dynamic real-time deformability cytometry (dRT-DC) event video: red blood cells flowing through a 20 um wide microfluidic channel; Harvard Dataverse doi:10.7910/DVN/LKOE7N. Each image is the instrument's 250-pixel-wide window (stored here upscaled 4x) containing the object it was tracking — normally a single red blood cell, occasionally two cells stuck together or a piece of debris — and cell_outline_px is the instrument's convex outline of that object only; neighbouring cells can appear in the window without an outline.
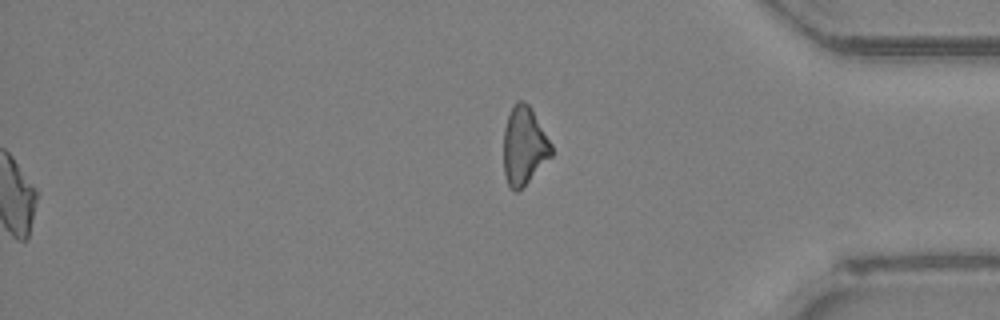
{"species": "Egyptian fruit bat (a non-hibernating species)", "species_latin": "Rousettus aegyptiacus", "temperature_condition": "room temperature", "stored_images_in_passage": 50, "segment_of_instrument_passage": [2, 2], "camera_frame_rate_fps": 3000, "um_per_image_px": 0.085, "animal": {"sex": "female"}, "frame": {"image": 1, "passage_image": 50, "time_ms": 16.333, "image_size_px": [1000, 320], "cell_outline_px": [[552, 156], [516, 192], [508, 184], [504, 176], [504, 128], [508, 116], [516, 100], [524, 100], [532, 108], [552, 144]], "centroid_in_image_um": [44.55, 12.35], "position_along_channel_um": 390.7, "area_um2": 21.56}}